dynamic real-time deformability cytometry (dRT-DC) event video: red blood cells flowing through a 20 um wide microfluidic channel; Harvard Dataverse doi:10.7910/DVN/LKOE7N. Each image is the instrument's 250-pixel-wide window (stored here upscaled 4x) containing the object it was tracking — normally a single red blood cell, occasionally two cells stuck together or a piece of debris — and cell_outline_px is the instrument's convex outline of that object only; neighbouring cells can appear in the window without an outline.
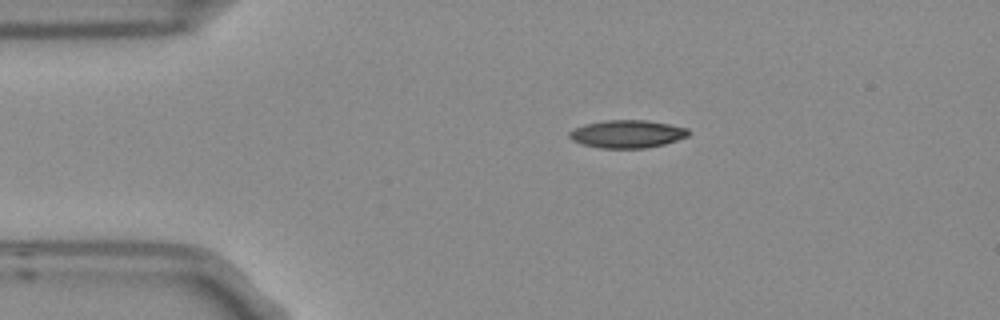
{"species": "Egyptian fruit bat (a non-hibernating species)", "species_latin": "Rousettus aegyptiacus", "temperature_condition": "room temperature", "stored_images_in_passage": 4, "camera_frame_rate_fps": 3000, "um_per_image_px": 0.085, "frame": {"image": 1, "passage_image": 3, "time_ms": 0.667, "image_size_px": [1000, 320], "cell_outline_px": [[688, 136], [664, 144], [644, 148], [600, 148], [580, 144], [572, 140], [568, 136], [568, 132], [584, 124], [604, 120], [644, 120], [668, 124], [688, 128]], "centroid_in_image_um": [53.26, 11.39], "position_along_channel_um": 31.7, "area_um2": 19.25}}